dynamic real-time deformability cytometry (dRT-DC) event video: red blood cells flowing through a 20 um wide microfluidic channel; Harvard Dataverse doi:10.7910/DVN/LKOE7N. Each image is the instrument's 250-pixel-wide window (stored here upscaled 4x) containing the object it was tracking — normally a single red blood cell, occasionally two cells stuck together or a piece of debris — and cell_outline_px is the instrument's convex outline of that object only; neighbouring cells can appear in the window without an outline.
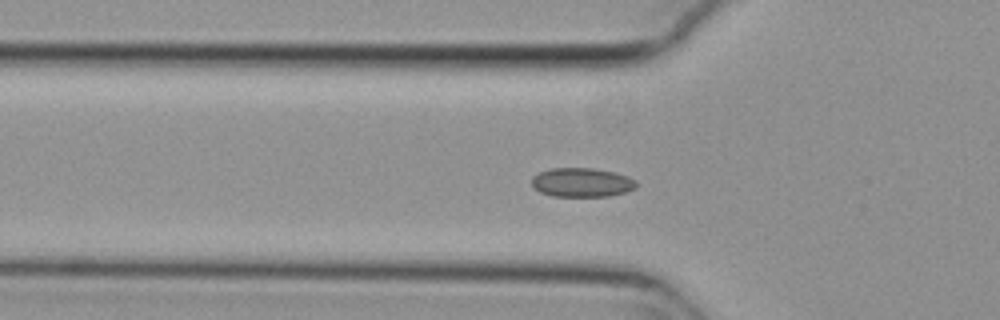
{"species": "common noctule bat (a hibernating species)", "species_latin": "Nyctalus noctula", "temperature_condition": "cold", "stored_images_in_passage": 42, "camera_frame_rate_fps": 3000, "um_per_image_px": 0.085, "animal": {"sex": "female", "body_mass_g": 29.2, "forearm_length_mm": 56.3}, "frame": {"image": 1, "passage_image": 4, "time_ms": 1.0, "image_size_px": [1000, 320], "cell_outline_px": [[636, 188], [628, 192], [608, 196], [552, 196], [540, 192], [532, 188], [532, 176], [540, 172], [552, 168], [592, 168], [616, 172], [628, 176], [636, 180]], "centroid_in_image_um": [49.47, 15.51], "position_along_channel_um": 76.3, "area_um2": 17.92}}
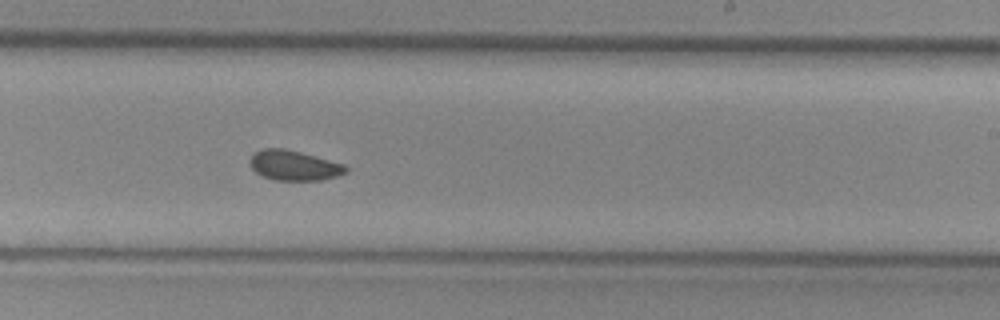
{"frame": {"image": 2, "passage_image": 19, "time_ms": 6.0, "image_size_px": [1000, 320], "cell_outline_px": [[348, 172], [324, 180], [272, 180], [256, 172], [252, 168], [248, 160], [256, 152], [264, 148], [284, 148], [300, 152], [344, 164], [348, 168]], "centroid_in_image_um": [25.0, 14.07], "position_along_channel_um": 264.0, "area_um2": 16.7}}
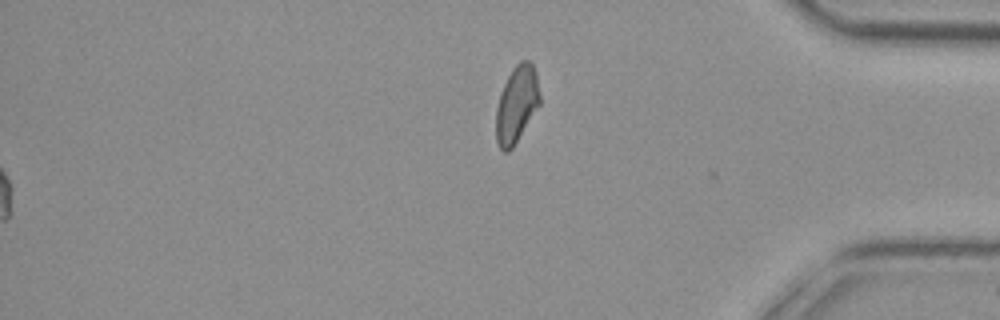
{"frame": {"image": 3, "passage_image": 42, "time_ms": 13.667, "image_size_px": [1000, 320], "cell_outline_px": [[540, 104], [512, 148], [508, 152], [504, 152], [500, 148], [496, 140], [496, 108], [500, 92], [512, 68], [520, 60], [528, 60], [532, 64], [536, 72], [540, 96]], "centroid_in_image_um": [43.91, 8.85], "position_along_channel_um": 391.3, "area_um2": 19.54}, "authors_computed_cell_mechanics": {"area_um2": 16.9932, "velocity_mm_per_s": 3.7501, "shape_relaxation_time_tau1_ms": null, "shape_relaxation_time_tau2_ms": 3.2457, "deformation_change_tau1": null, "deformation_change_tau2": 0.0635}}